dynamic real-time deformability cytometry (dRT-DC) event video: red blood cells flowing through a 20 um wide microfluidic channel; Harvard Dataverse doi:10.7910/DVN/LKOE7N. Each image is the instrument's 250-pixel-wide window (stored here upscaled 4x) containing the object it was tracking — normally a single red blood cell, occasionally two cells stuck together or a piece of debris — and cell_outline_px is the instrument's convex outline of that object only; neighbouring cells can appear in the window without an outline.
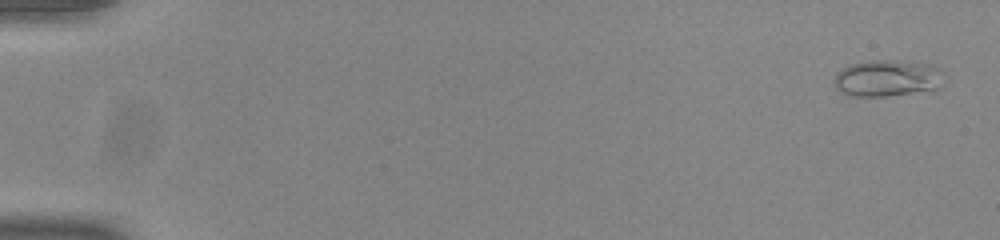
{"species": "common noctule bat (a hibernating species)", "species_latin": "Nyctalus noctula", "temperature_condition": "room temperature", "stored_images_in_passage": 55, "camera_frame_rate_fps": 3000, "um_per_image_px": 0.085, "animal": {"sex": "male", "body_mass_g": 20.0, "forearm_length_mm": 53.3}, "frame": {"image": 1, "passage_image": 3, "time_ms": 0.667, "image_size_px": [1000, 240], "cell_outline_px": [[936, 88], [884, 96], [852, 96], [836, 88], [836, 72], [848, 64], [868, 60], [892, 60], [928, 64], [932, 68]], "centroid_in_image_um": [75.17, 6.63], "position_along_channel_um": 9.8, "area_um2": 21.85}}
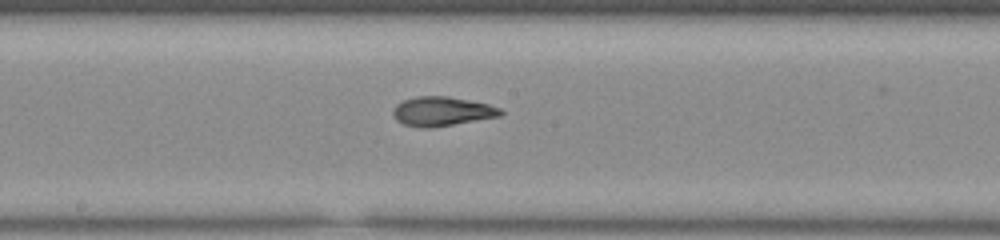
{"frame": {"image": 2, "passage_image": 31, "time_ms": 10.0, "image_size_px": [1000, 240], "cell_outline_px": [[504, 112], [500, 116], [432, 128], [420, 128], [404, 124], [396, 120], [392, 116], [392, 108], [396, 104], [404, 100], [416, 96], [448, 96], [488, 104], [500, 108]], "centroid_in_image_um": [37.52, 9.47], "position_along_channel_um": 210.7, "area_um2": 18.44}}
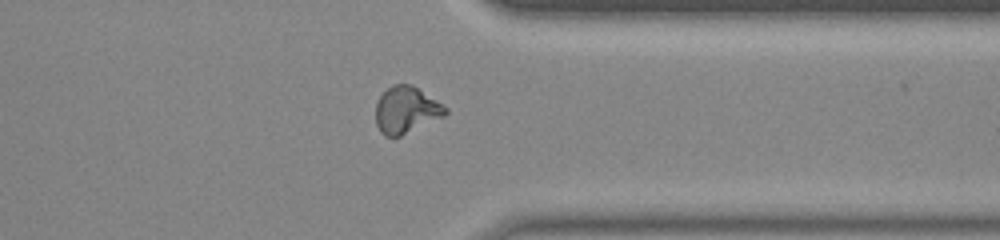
{"frame": {"image": 3, "passage_image": 44, "time_ms": 14.333, "image_size_px": [1000, 240], "cell_outline_px": [[448, 112], [444, 116], [400, 136], [384, 136], [380, 132], [376, 124], [376, 100], [392, 84], [412, 84], [448, 108]], "centroid_in_image_um": [34.51, 9.34], "position_along_channel_um": 376.9, "area_um2": 18.9}, "authors_computed_cell_mechanics": {"area_um2": 18.207, "velocity_mm_per_s": 3.8896, "shape_relaxation_time_tau1_ms": null, "shape_relaxation_time_tau2_ms": 2.4559, "deformation_change_tau1": null, "deformation_change_tau2": 0.0862}}